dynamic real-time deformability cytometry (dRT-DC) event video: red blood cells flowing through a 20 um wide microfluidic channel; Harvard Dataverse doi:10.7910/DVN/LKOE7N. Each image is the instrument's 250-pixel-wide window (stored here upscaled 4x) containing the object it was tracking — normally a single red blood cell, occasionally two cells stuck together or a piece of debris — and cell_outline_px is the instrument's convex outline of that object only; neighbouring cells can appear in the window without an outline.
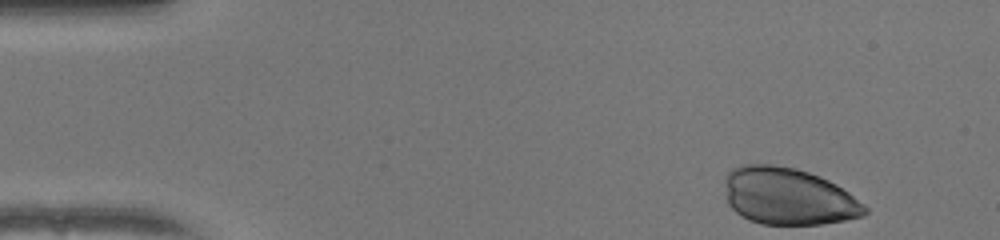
{"species": "human", "species_latin": "Homo sapiens", "temperature_condition": "warm", "stored_images_in_passage": 41, "camera_frame_rate_fps": 3000, "um_per_image_px": 0.085, "donor": {"sex": "female"}, "frame": {"image": 1, "passage_image": 1, "time_ms": 0.0, "image_size_px": [1000, 240], "cell_outline_px": [[868, 212], [864, 216], [844, 220], [820, 224], [760, 224], [748, 220], [736, 212], [728, 204], [724, 180], [724, 176], [732, 168], [740, 164], [772, 164], [796, 168], [820, 176], [836, 184], [848, 192], [864, 204], [868, 208]], "centroid_in_image_um": [66.98, 16.68], "position_along_channel_um": 18.0, "area_um2": 46.82}}
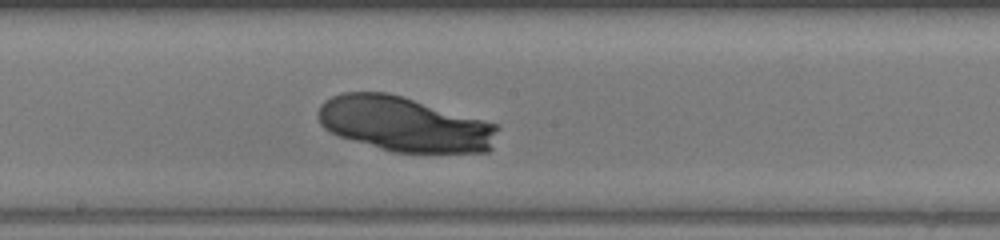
{"frame": {"image": 2, "passage_image": 24, "time_ms": 7.667, "image_size_px": [1000, 240], "cell_outline_px": [[500, 124], [492, 148], [488, 152], [392, 152], [340, 136], [328, 132], [320, 124], [316, 116], [316, 112], [320, 104], [324, 100], [332, 96], [344, 92], [388, 92], [404, 96]], "centroid_in_image_um": [34.37, 10.54], "position_along_channel_um": 213.8, "area_um2": 57.92}}
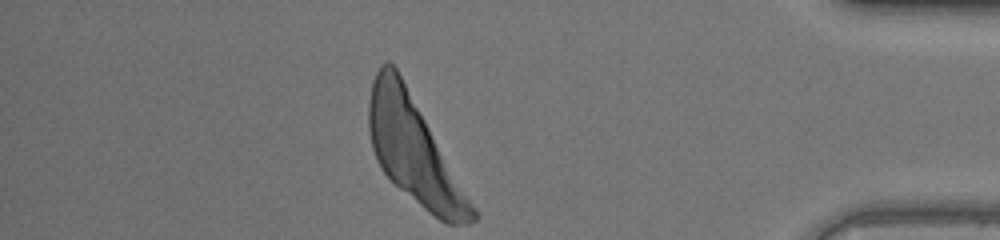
{"frame": {"image": 3, "passage_image": 41, "time_ms": 13.333, "image_size_px": [1000, 240], "cell_outline_px": [[480, 216], [476, 220], [468, 224], [444, 224], [428, 212], [400, 188], [380, 168], [376, 160], [372, 148], [368, 128], [368, 104], [372, 80], [380, 64], [388, 60], [396, 68], [480, 212]], "centroid_in_image_um": [35.22, 12.84], "position_along_channel_um": 400.0, "area_um2": 63.46}}